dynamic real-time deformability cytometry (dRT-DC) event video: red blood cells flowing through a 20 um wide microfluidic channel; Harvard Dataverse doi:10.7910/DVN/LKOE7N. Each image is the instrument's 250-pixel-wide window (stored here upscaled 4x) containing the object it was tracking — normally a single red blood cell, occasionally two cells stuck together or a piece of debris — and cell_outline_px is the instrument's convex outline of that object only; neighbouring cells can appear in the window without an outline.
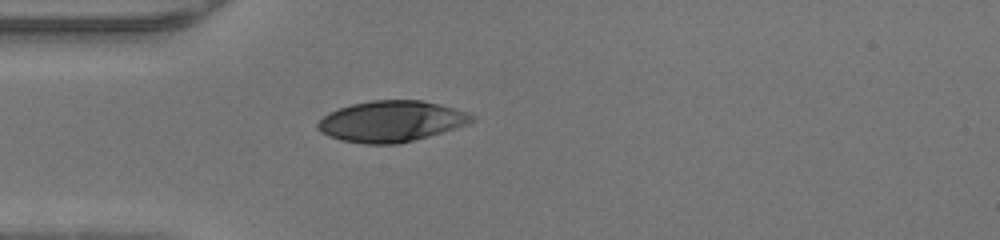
{"species": "human", "species_latin": "Homo sapiens", "temperature_condition": "warm", "stored_images_in_passage": 35, "camera_frame_rate_fps": 3000, "um_per_image_px": 0.085, "donor": {"sex": "male"}, "frame": {"image": 1, "passage_image": 1, "time_ms": 0.0, "image_size_px": [1000, 240], "cell_outline_px": [[476, 120], [468, 124], [428, 136], [400, 144], [364, 144], [340, 140], [328, 136], [320, 132], [316, 128], [316, 124], [324, 116], [340, 108], [352, 104], [372, 100], [424, 100], [468, 112], [476, 116]], "centroid_in_image_um": [33.27, 10.32], "position_along_channel_um": 51.7, "area_um2": 36.82}}
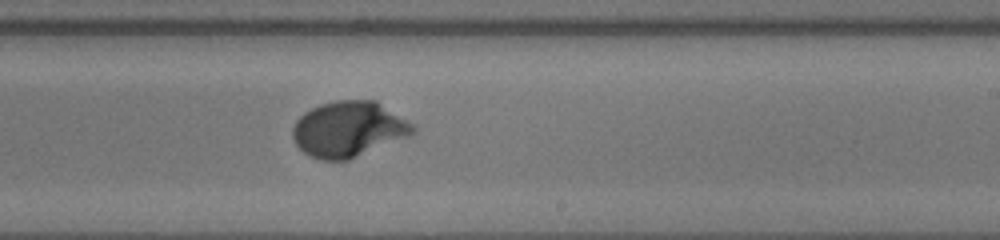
{"frame": {"image": 2, "passage_image": 16, "time_ms": 5.0, "image_size_px": [1000, 240], "cell_outline_px": [[416, 132], [408, 136], [348, 160], [320, 160], [308, 156], [292, 140], [292, 128], [296, 120], [304, 112], [320, 104], [336, 100], [376, 100], [412, 124], [416, 128]], "centroid_in_image_um": [29.59, 10.98], "position_along_channel_um": 259.4, "area_um2": 38.84}}
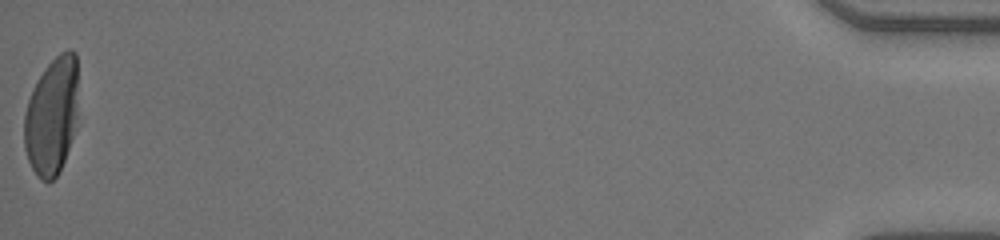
{"frame": {"image": 3, "passage_image": 35, "time_ms": 11.333, "image_size_px": [1000, 240], "cell_outline_px": [[76, 116], [72, 136], [64, 160], [56, 176], [48, 184], [40, 180], [32, 168], [28, 160], [24, 148], [24, 116], [28, 100], [36, 80], [44, 68], [60, 52], [68, 48], [72, 48], [76, 52]], "centroid_in_image_um": [4.37, 9.85], "position_along_channel_um": 430.8, "area_um2": 36.82}}